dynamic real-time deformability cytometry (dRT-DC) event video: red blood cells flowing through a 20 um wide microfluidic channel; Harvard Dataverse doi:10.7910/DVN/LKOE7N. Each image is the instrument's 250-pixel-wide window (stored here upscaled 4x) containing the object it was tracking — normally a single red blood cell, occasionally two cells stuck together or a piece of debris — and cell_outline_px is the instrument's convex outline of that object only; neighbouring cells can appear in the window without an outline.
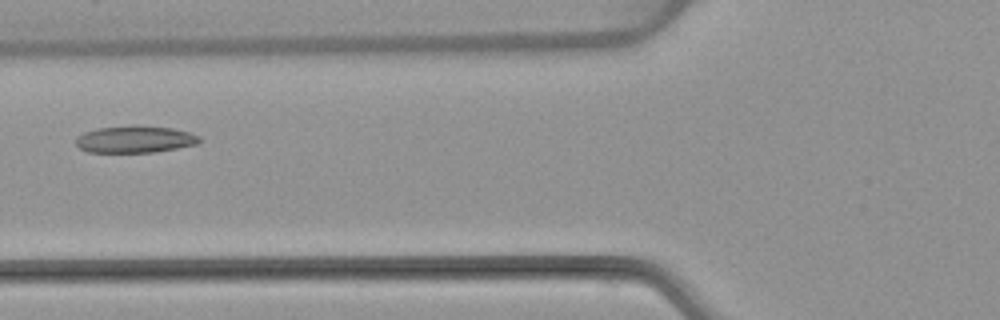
{"species": "common noctule bat (a hibernating species)", "species_latin": "Nyctalus noctula", "temperature_condition": "warm", "stored_images_in_passage": 5, "camera_frame_rate_fps": 3000, "um_per_image_px": 0.085, "animal": {"sex": "female", "body_mass_g": 22.7, "forearm_length_mm": 54.2}, "frame": {"image": 1, "passage_image": 5, "time_ms": 5.333, "image_size_px": [1000, 320], "cell_outline_px": [[200, 144], [156, 152], [88, 152], [80, 148], [76, 144], [76, 136], [84, 132], [96, 128], [132, 124], [136, 124], [172, 128], [188, 132], [200, 136]], "centroid_in_image_um": [11.48, 11.82], "position_along_channel_um": 114.3, "area_um2": 19.83}}